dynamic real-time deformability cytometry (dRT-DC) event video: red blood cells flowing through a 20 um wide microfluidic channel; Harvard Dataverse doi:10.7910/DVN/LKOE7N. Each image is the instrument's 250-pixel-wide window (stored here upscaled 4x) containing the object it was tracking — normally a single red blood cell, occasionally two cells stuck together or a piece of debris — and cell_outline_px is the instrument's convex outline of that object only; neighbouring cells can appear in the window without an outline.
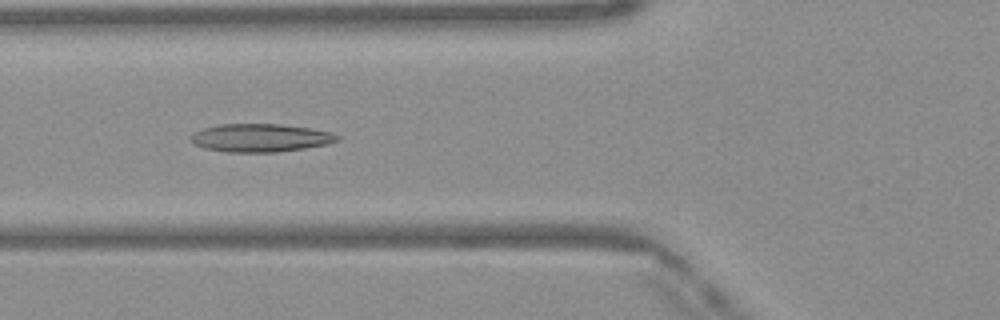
{"species": "Egyptian fruit bat (a non-hibernating species)", "species_latin": "Rousettus aegyptiacus", "temperature_condition": "warm", "stored_images_in_passage": 43, "camera_frame_rate_fps": 3000, "um_per_image_px": 0.085, "frame": {"image": 1, "passage_image": 13, "time_ms": 4.0, "image_size_px": [1000, 320], "cell_outline_px": [[340, 140], [328, 144], [304, 148], [276, 152], [224, 152], [204, 148], [192, 144], [188, 140], [188, 136], [192, 132], [204, 128], [220, 124], [280, 124], [308, 128], [328, 132], [340, 136]], "centroid_in_image_um": [22.05, 11.72], "position_along_channel_um": 103.8, "area_um2": 24.16}}
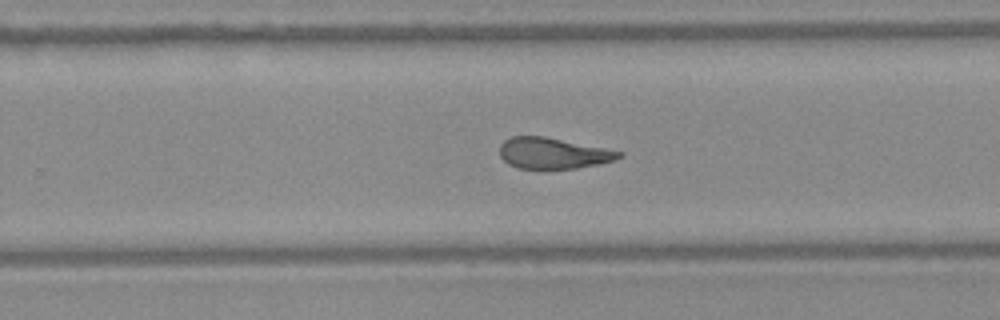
{"frame": {"image": 2, "passage_image": 26, "time_ms": 8.333, "image_size_px": [1000, 320], "cell_outline_px": [[624, 156], [616, 160], [576, 168], [520, 168], [508, 164], [500, 156], [500, 144], [504, 140], [512, 136], [544, 136], [624, 152]], "centroid_in_image_um": [47.01, 13.01], "position_along_channel_um": 282.8, "area_um2": 21.39}}
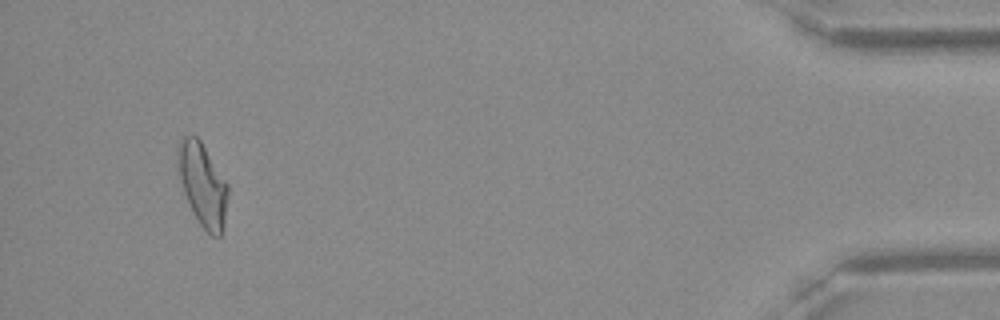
{"frame": {"image": 3, "passage_image": 41, "time_ms": 13.333, "image_size_px": [1000, 320], "cell_outline_px": [[228, 196], [224, 228], [220, 236], [212, 236], [200, 224], [192, 212], [184, 192], [176, 168], [176, 148], [180, 140], [184, 136], [196, 136], [200, 140], [228, 184]], "centroid_in_image_um": [17.2, 15.68], "position_along_channel_um": 418.0, "area_um2": 24.39}, "authors_computed_cell_mechanics": {"area_um2": 23.409, "velocity_mm_per_s": 4.1244, "shape_relaxation_time_tau1_ms": null, "shape_relaxation_time_tau2_ms": 3.4826, "deformation_change_tau1": null, "deformation_change_tau2": 0.1183}}